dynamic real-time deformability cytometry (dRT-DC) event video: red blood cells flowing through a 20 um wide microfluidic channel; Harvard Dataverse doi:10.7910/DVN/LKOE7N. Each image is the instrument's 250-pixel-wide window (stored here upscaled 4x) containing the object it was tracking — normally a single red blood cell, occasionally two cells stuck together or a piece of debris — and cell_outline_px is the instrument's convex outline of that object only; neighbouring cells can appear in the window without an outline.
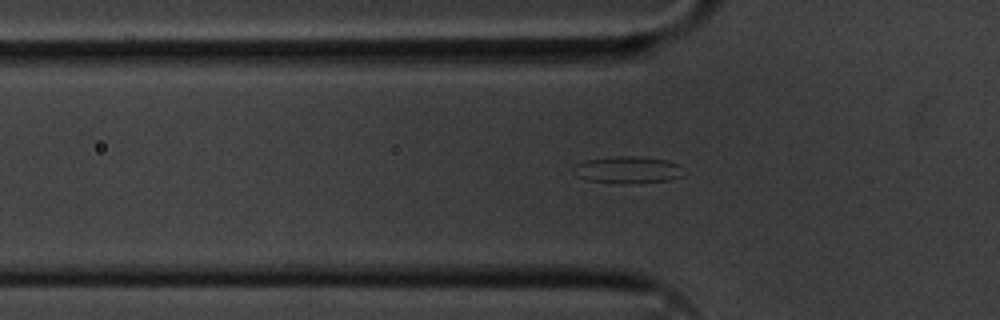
{"species": "common noctule bat (a hibernating species)", "species_latin": "Nyctalus noctula", "temperature_condition": "cold", "stored_images_in_passage": 42, "camera_frame_rate_fps": 3000, "um_per_image_px": 0.085, "animal": {"sex": "male", "body_mass_g": 20.1, "forearm_length_mm": 53.5}, "frame": {"image": 1, "passage_image": 9, "time_ms": 2.667, "image_size_px": [1000, 320], "cell_outline_px": [[688, 172], [684, 176], [672, 180], [628, 184], [624, 184], [584, 180], [576, 176], [572, 172], [572, 168], [576, 164], [584, 160], [616, 156], [636, 156], [668, 160], [680, 164]], "centroid_in_image_um": [53.41, 14.45], "position_along_channel_um": 72.4, "area_um2": 18.03}}
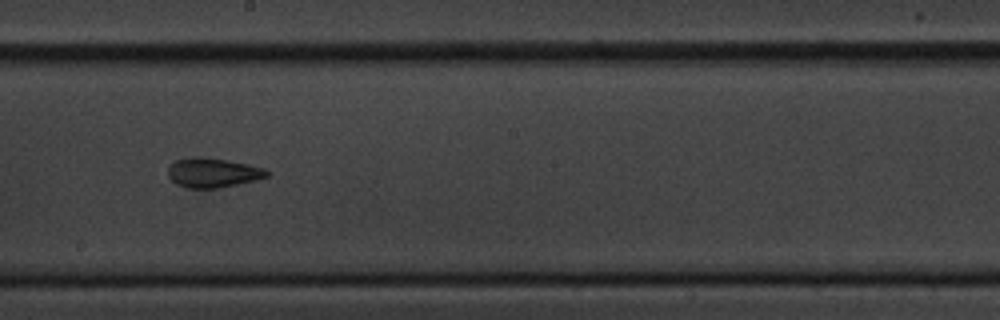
{"frame": {"image": 2, "passage_image": 22, "time_ms": 7.0, "image_size_px": [1000, 320], "cell_outline_px": [[268, 176], [256, 180], [220, 188], [188, 188], [176, 184], [168, 176], [168, 168], [176, 160], [224, 160], [248, 164], [264, 168], [268, 172]], "centroid_in_image_um": [18.13, 14.74], "position_along_channel_um": 230.1, "area_um2": 16.13}}
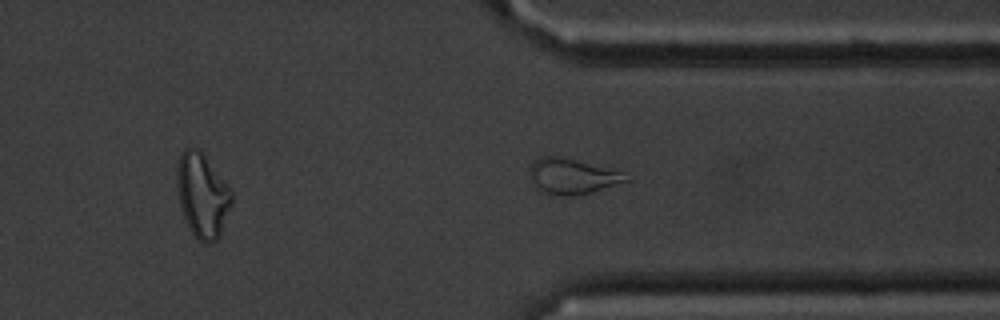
{"frame": {"image": 3, "passage_image": 33, "time_ms": 10.667, "image_size_px": [1000, 320], "cell_outline_px": [[632, 180], [580, 196], [556, 196], [544, 192], [536, 188], [528, 172], [532, 164], [540, 156], [560, 156], [620, 172], [632, 176]], "centroid_in_image_um": [48.65, 15.02], "position_along_channel_um": 362.8, "area_um2": 20.0}}